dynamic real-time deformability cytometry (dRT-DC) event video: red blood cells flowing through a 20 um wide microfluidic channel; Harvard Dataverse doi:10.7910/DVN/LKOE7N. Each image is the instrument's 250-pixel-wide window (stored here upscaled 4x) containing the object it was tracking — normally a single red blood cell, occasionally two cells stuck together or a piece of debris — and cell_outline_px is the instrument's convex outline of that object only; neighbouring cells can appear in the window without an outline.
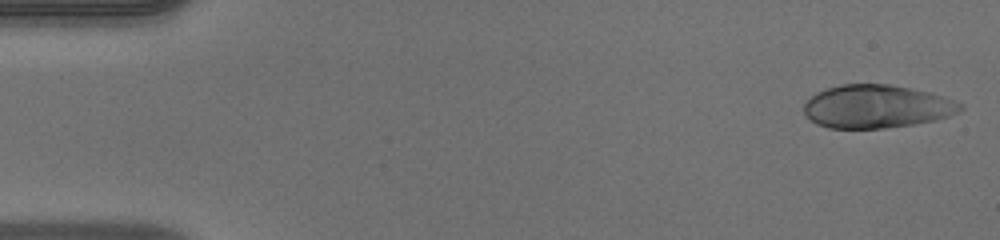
{"species": "human", "species_latin": "Homo sapiens", "temperature_condition": "warm", "stored_images_in_passage": 48, "camera_frame_rate_fps": 3000, "um_per_image_px": 0.085, "donor": {"sex": "male"}, "frame": {"image": 1, "passage_image": 1, "time_ms": 0.0, "image_size_px": [1000, 240], "cell_outline_px": [[964, 108], [960, 112], [936, 120], [912, 124], [884, 128], [828, 128], [816, 124], [804, 112], [804, 104], [816, 92], [824, 88], [840, 84], [888, 84], [912, 88], [928, 92], [964, 104]], "centroid_in_image_um": [74.51, 9.05], "position_along_channel_um": 10.5, "area_um2": 39.3}}
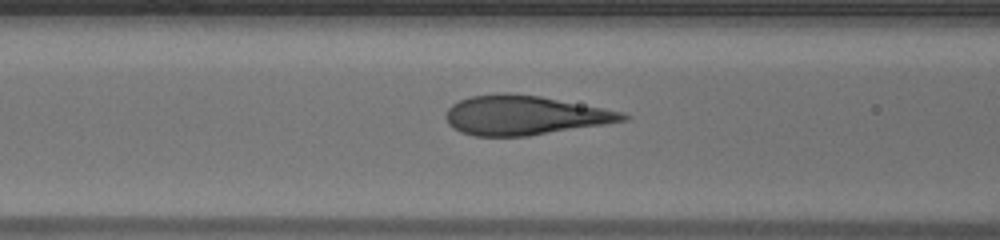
{"frame": {"image": 2, "passage_image": 19, "time_ms": 6.0, "image_size_px": [1000, 240], "cell_outline_px": [[632, 116], [628, 120], [604, 124], [528, 136], [476, 136], [460, 132], [452, 128], [448, 124], [444, 116], [448, 108], [452, 104], [460, 100], [472, 96], [504, 92], [508, 92], [540, 96], [624, 112]], "centroid_in_image_um": [44.56, 9.8], "position_along_channel_um": 122.0, "area_um2": 40.63}}
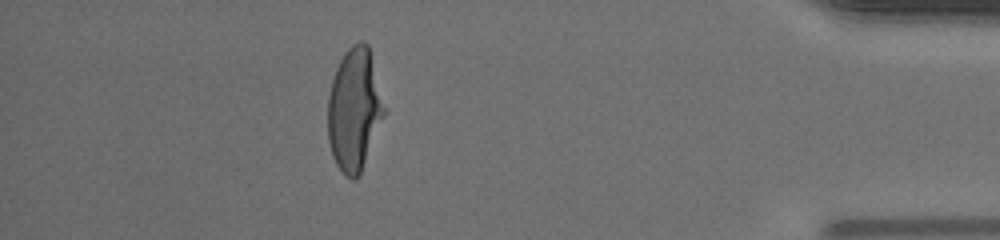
{"frame": {"image": 3, "passage_image": 43, "time_ms": 14.0, "image_size_px": [1000, 240], "cell_outline_px": [[384, 116], [360, 176], [352, 180], [344, 176], [336, 164], [332, 156], [328, 140], [328, 96], [332, 80], [336, 68], [344, 52], [352, 44], [360, 40], [364, 40], [368, 44], [384, 108]], "centroid_in_image_um": [30.09, 9.35], "position_along_channel_um": 405.1, "area_um2": 40.11}, "authors_computed_cell_mechanics": {"area_um2": 40.2866, "velocity_mm_per_s": 4.1325, "shape_relaxation_time_tau1_ms": 6.0909, "shape_relaxation_time_tau2_ms": null, "deformation_change_tau1": 0.2703, "deformation_change_tau2": null}}